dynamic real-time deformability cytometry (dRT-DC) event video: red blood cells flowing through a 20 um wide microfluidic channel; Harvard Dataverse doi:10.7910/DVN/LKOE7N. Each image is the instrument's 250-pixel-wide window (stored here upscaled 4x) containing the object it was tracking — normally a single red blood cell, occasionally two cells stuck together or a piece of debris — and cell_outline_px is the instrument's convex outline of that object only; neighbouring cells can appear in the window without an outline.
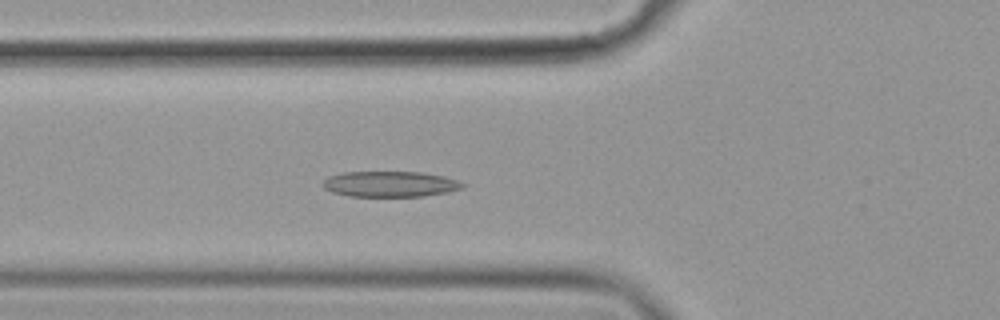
{"species": "common noctule bat (a hibernating species)", "species_latin": "Nyctalus noctula", "temperature_condition": "cold", "stored_images_in_passage": 55, "camera_frame_rate_fps": 3000, "um_per_image_px": 0.085, "animal": {"sex": "female", "body_mass_g": 19.9}, "frame": {"image": 1, "passage_image": 19, "time_ms": 6.0, "image_size_px": [1000, 320], "cell_outline_px": [[468, 184], [464, 188], [448, 192], [420, 196], [348, 196], [332, 192], [324, 188], [324, 180], [328, 176], [344, 172], [420, 172], [444, 176], [460, 180]], "centroid_in_image_um": [33.22, 15.64], "position_along_channel_um": 92.6, "area_um2": 20.98}}
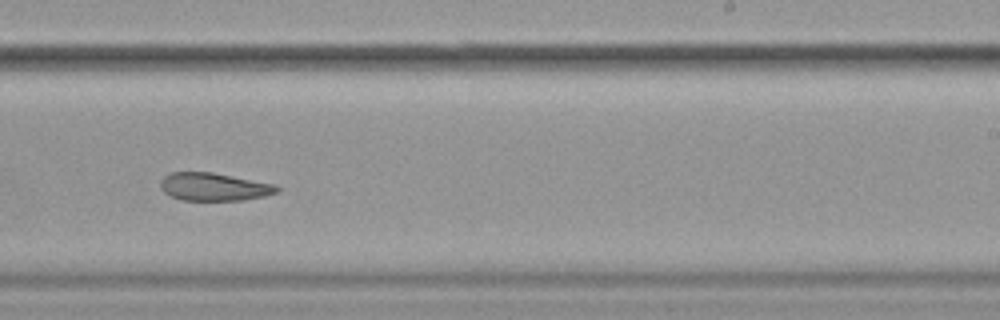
{"frame": {"image": 2, "passage_image": 34, "time_ms": 11.0, "image_size_px": [1000, 320], "cell_outline_px": [[280, 188], [276, 192], [264, 196], [244, 200], [180, 200], [164, 192], [160, 188], [160, 180], [164, 176], [172, 172], [212, 172], [276, 184]], "centroid_in_image_um": [18.17, 15.87], "position_along_channel_um": 270.8, "area_um2": 18.96}}
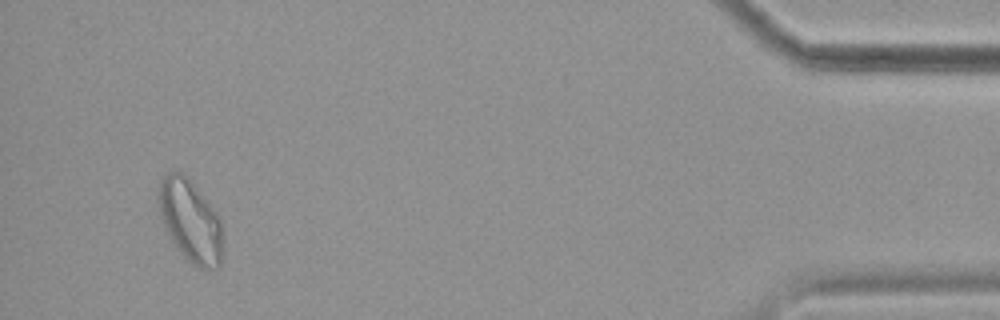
{"frame": {"image": 3, "passage_image": 52, "time_ms": 17.0, "image_size_px": [1000, 320], "cell_outline_px": [[224, 252], [220, 264], [216, 268], [196, 268], [180, 252], [172, 240], [164, 224], [160, 212], [156, 188], [160, 180], [168, 172], [184, 172], [220, 220]], "centroid_in_image_um": [16.17, 18.78], "position_along_channel_um": 419.0, "area_um2": 30.46}, "authors_computed_cell_mechanics": {"area_um2": 21.9062, "velocity_mm_per_s": 3.5746, "shape_relaxation_time_tau1_ms": null, "shape_relaxation_time_tau2_ms": 5.9948, "deformation_change_tau1": null, "deformation_change_tau2": 0.1294}}